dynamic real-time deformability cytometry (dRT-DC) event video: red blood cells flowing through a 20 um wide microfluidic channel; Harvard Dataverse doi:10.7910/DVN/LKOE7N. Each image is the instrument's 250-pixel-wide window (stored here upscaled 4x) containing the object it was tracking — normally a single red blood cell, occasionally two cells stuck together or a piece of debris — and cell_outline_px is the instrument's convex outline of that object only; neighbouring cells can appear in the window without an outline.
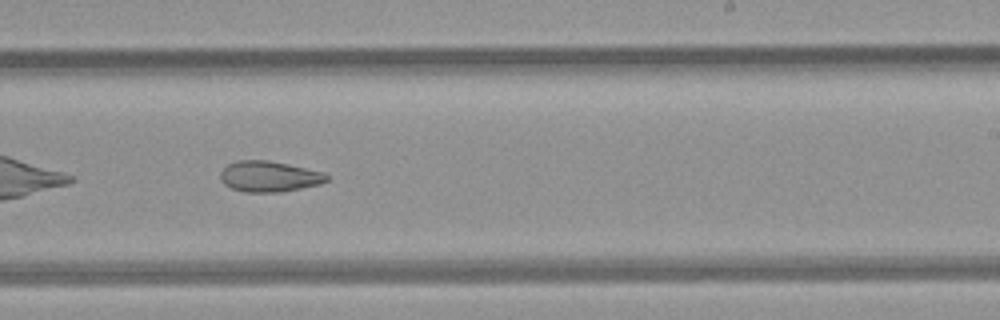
{"species": "common noctule bat (a hibernating species)", "species_latin": "Nyctalus noctula", "temperature_condition": "room temperature", "stored_images_in_passage": 37, "camera_frame_rate_fps": 3000, "um_per_image_px": 0.085, "animal": {"sex": "female", "body_mass_g": 21.9}, "frame": {"image": 1, "passage_image": 16, "time_ms": 5.0, "image_size_px": [1000, 320], "cell_outline_px": [[328, 180], [320, 184], [280, 192], [244, 192], [232, 188], [224, 184], [220, 180], [220, 172], [228, 164], [236, 160], [268, 160], [288, 164], [324, 172], [328, 176]], "centroid_in_image_um": [22.86, 14.99], "position_along_channel_um": 266.1, "area_um2": 19.07}}
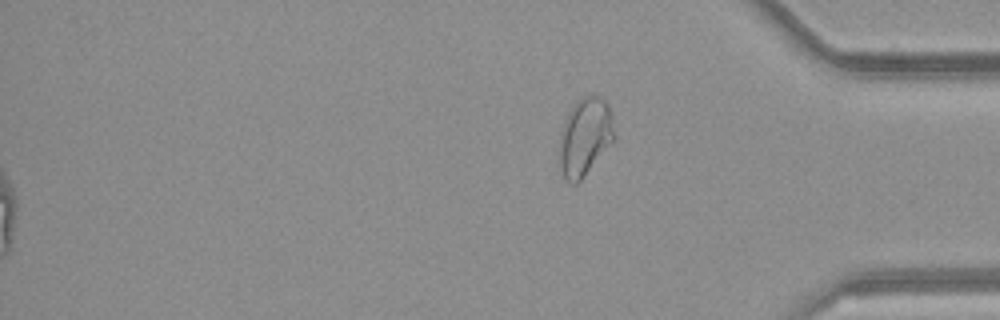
{"frame": {"image": 2, "passage_image": 37, "time_ms": 12.0, "image_size_px": [1000, 320], "cell_outline_px": [[616, 136], [584, 176], [576, 184], [568, 184], [560, 168], [556, 156], [560, 132], [568, 112], [576, 100], [580, 96], [588, 92], [596, 92], [608, 104], [612, 116]], "centroid_in_image_um": [49.68, 11.57], "position_along_channel_um": 385.5, "area_um2": 25.72}, "authors_computed_cell_mechanics": {"area_um2": 20.6924, "velocity_mm_per_s": 4.1333, "shape_relaxation_time_tau1_ms": null, "shape_relaxation_time_tau2_ms": 9.0378, "deformation_change_tau1": null, "deformation_change_tau2": 0.176}}